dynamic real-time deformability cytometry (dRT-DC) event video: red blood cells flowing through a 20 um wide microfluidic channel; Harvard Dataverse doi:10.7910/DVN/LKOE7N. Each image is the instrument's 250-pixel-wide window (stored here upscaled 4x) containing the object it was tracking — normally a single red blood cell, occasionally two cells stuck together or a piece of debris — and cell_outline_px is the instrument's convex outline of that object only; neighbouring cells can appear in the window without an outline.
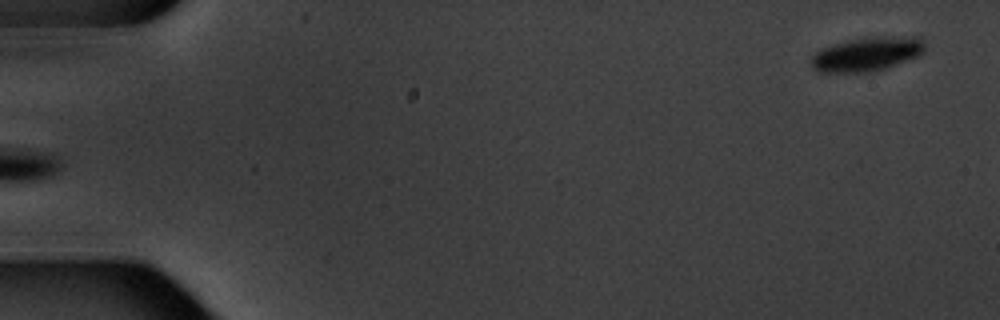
{"species": "common noctule bat (a hibernating species)", "species_latin": "Nyctalus noctula", "temperature_condition": "warm", "stored_images_in_passage": 3, "camera_frame_rate_fps": 3000, "um_per_image_px": 0.085, "animal": {"sex": "male", "body_mass_g": 20.1, "forearm_length_mm": 53.5}, "frame": {"image": 1, "passage_image": 1, "time_ms": 0.0, "image_size_px": [1000, 320], "cell_outline_px": [[924, 52], [920, 56], [872, 72], [816, 72], [808, 64], [812, 56], [820, 48], [848, 40], [912, 36], [920, 36], [924, 44]], "centroid_in_image_um": [73.65, 4.62], "position_along_channel_um": 11.4, "area_um2": 22.37}}